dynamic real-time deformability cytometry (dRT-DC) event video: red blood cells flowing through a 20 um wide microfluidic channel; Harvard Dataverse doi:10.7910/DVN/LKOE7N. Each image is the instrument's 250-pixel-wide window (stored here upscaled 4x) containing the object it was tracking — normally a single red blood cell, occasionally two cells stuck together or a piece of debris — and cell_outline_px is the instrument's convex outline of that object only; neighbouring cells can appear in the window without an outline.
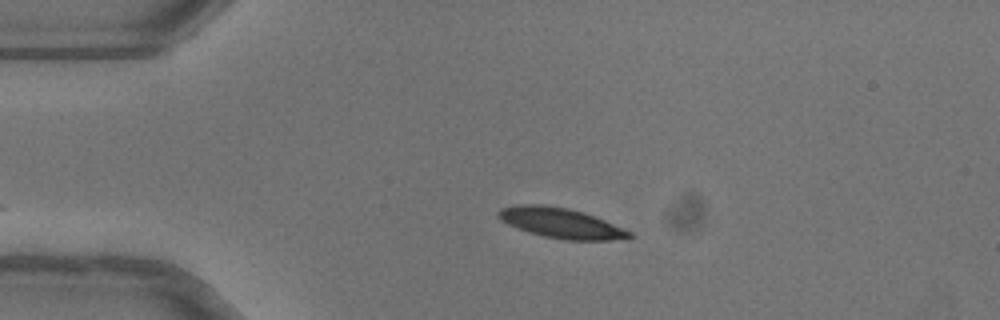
{"species": "common noctule bat (a hibernating species)", "species_latin": "Nyctalus noctula", "temperature_condition": "warm", "stored_images_in_passage": 40, "camera_frame_rate_fps": 3000, "um_per_image_px": 0.085, "animal": {"sex": "female"}, "frame": {"image": 1, "passage_image": 1, "time_ms": 0.0, "image_size_px": [1000, 320], "cell_outline_px": [[632, 236], [628, 240], [568, 240], [544, 236], [528, 232], [508, 224], [500, 220], [496, 216], [496, 212], [500, 208], [516, 204], [540, 204], [568, 208], [584, 212], [604, 220], [632, 232]], "centroid_in_image_um": [47.66, 18.95], "position_along_channel_um": 37.3, "area_um2": 23.18}}
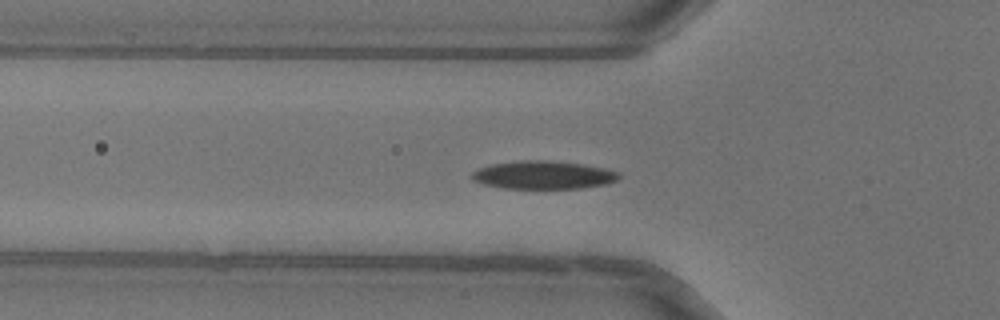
{"frame": {"image": 2, "passage_image": 7, "time_ms": 2.0, "image_size_px": [1000, 320], "cell_outline_px": [[620, 176], [616, 180], [608, 184], [580, 188], [504, 188], [484, 184], [472, 180], [472, 172], [480, 168], [492, 164], [520, 160], [552, 160], [584, 164], [604, 168], [620, 172]], "centroid_in_image_um": [46.21, 14.86], "position_along_channel_um": 79.6, "area_um2": 24.1}}
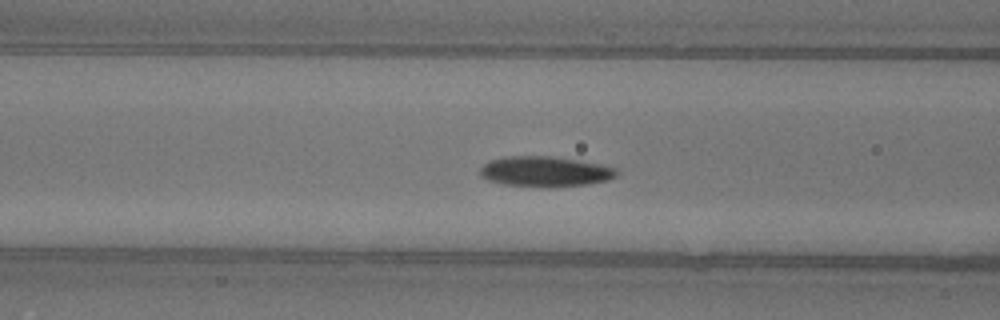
{"frame": {"image": 3, "passage_image": 10, "time_ms": 3.0, "image_size_px": [1000, 320], "cell_outline_px": [[616, 176], [608, 180], [588, 184], [548, 188], [504, 184], [488, 180], [480, 176], [480, 168], [488, 160], [508, 156], [552, 156], [596, 164], [616, 168]], "centroid_in_image_um": [46.28, 14.59], "position_along_channel_um": 120.3, "area_um2": 24.04}, "authors_computed_cell_mechanics": {"area_um2": 23.2645, "velocity_mm_per_s": 3.9991, "shape_relaxation_time_tau1_ms": 3.6065, "shape_relaxation_time_tau2_ms": 2.5913, "deformation_change_tau1": 0.1395, "deformation_change_tau2": 0.0531}}